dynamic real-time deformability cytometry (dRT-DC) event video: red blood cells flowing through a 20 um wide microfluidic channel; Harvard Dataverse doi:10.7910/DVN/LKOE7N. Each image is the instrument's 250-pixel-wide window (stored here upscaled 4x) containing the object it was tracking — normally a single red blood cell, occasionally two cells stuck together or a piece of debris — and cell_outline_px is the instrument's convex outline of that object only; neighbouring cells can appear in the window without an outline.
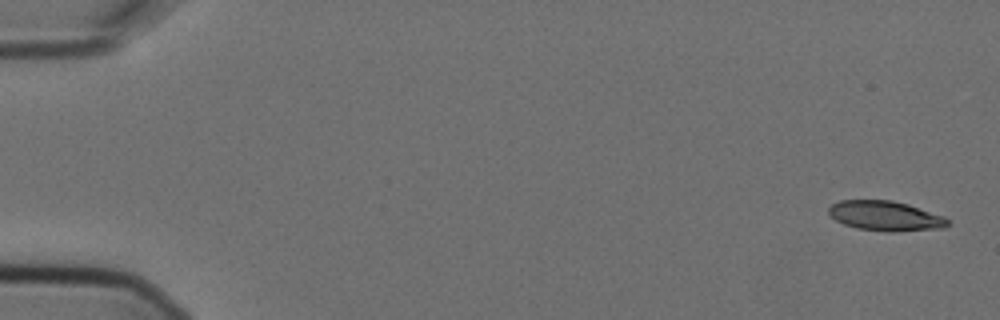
{"species": "Egyptian fruit bat (a non-hibernating species)", "species_latin": "Rousettus aegyptiacus", "temperature_condition": "cold", "stored_images_in_passage": 6, "camera_frame_rate_fps": 3000, "um_per_image_px": 0.085, "animal": {"sex": "female"}, "frame": {"image": 1, "passage_image": 1, "time_ms": 0.0, "image_size_px": [1000, 320], "cell_outline_px": [[948, 224], [944, 228], [892, 232], [856, 228], [844, 224], [836, 220], [828, 212], [828, 208], [832, 204], [840, 200], [892, 200], [908, 204], [944, 216], [948, 220]], "centroid_in_image_um": [75.26, 18.35], "position_along_channel_um": 9.7, "area_um2": 20.63}}
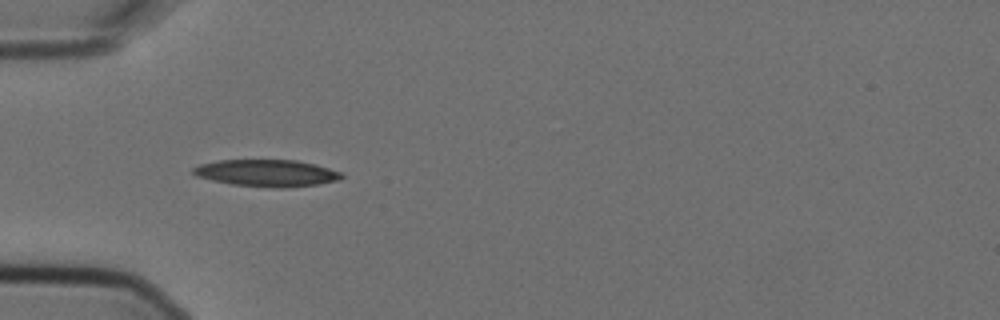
{"frame": {"image": 2, "passage_image": 5, "time_ms": 1.333, "image_size_px": [1000, 320], "cell_outline_px": [[344, 176], [336, 180], [316, 184], [280, 188], [232, 184], [212, 180], [196, 176], [192, 172], [192, 168], [200, 164], [220, 160], [296, 160], [316, 164], [344, 172]], "centroid_in_image_um": [22.69, 14.7], "position_along_channel_um": 62.3, "area_um2": 23.12}}
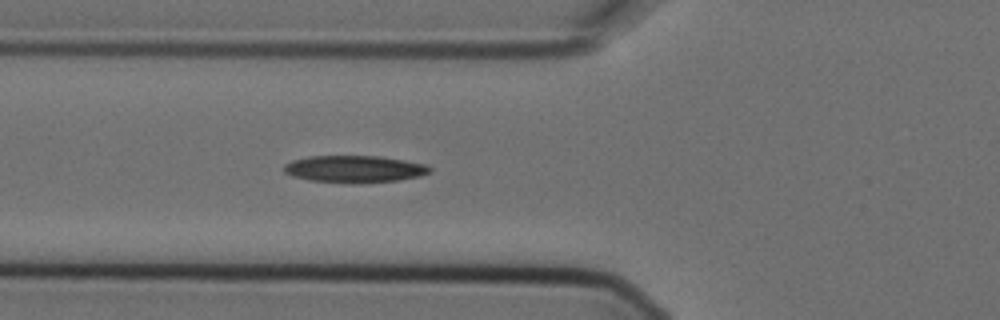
{"frame": {"image": 3, "passage_image": 6, "time_ms": 1.667, "image_size_px": [1000, 320], "cell_outline_px": [[432, 172], [420, 176], [396, 180], [356, 184], [348, 184], [308, 180], [292, 176], [284, 172], [284, 164], [292, 160], [308, 156], [380, 156], [428, 164], [432, 168]], "centroid_in_image_um": [30.13, 14.37], "position_along_channel_um": 95.7, "area_um2": 23.35}}